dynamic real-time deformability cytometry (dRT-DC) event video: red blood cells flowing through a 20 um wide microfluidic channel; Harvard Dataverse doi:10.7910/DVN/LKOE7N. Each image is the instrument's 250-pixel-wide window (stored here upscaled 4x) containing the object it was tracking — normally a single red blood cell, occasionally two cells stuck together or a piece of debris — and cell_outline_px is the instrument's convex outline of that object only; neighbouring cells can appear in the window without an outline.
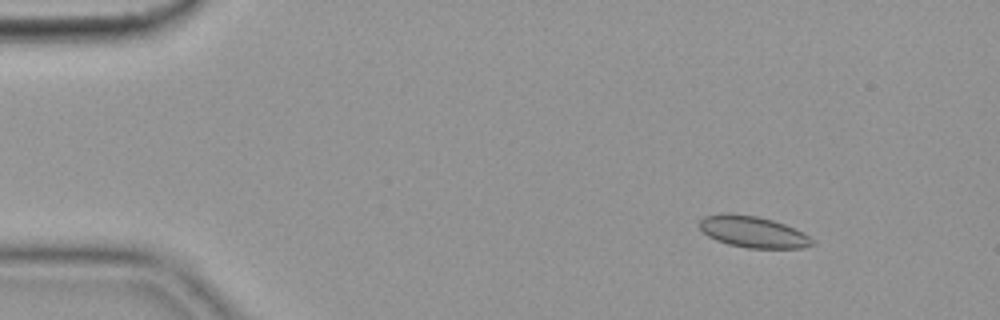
{"species": "common noctule bat (a hibernating species)", "species_latin": "Nyctalus noctula", "temperature_condition": "cold", "stored_images_in_passage": 51, "camera_frame_rate_fps": 3000, "um_per_image_px": 0.085, "animal": {"sex": "female", "body_mass_g": 19.9}, "frame": {"image": 1, "passage_image": 2, "time_ms": 0.333, "image_size_px": [1000, 320], "cell_outline_px": [[816, 244], [804, 248], [748, 248], [728, 244], [716, 240], [708, 236], [700, 228], [700, 220], [704, 216], [720, 212], [728, 212], [756, 216], [772, 220], [784, 224], [804, 232]], "centroid_in_image_um": [63.99, 19.7], "position_along_channel_um": 21.0, "area_um2": 20.75}}
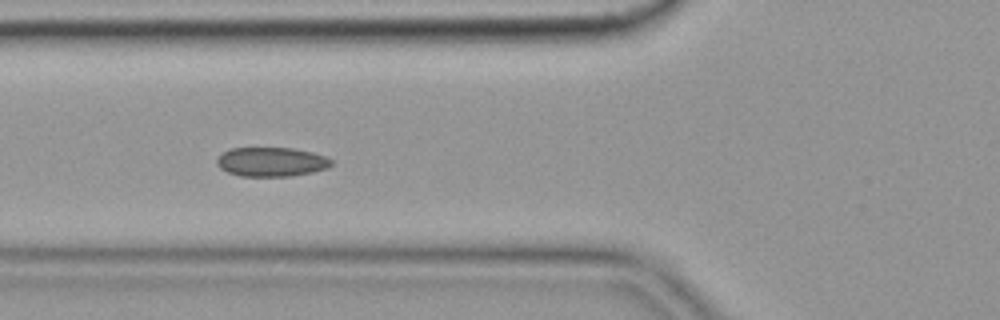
{"frame": {"image": 2, "passage_image": 16, "time_ms": 5.0, "image_size_px": [1000, 320], "cell_outline_px": [[332, 164], [328, 168], [312, 172], [292, 176], [240, 176], [228, 172], [220, 168], [216, 164], [216, 160], [224, 152], [232, 148], [292, 148], [312, 152], [324, 156], [332, 160]], "centroid_in_image_um": [23.07, 13.76], "position_along_channel_um": 102.7, "area_um2": 19.42}}
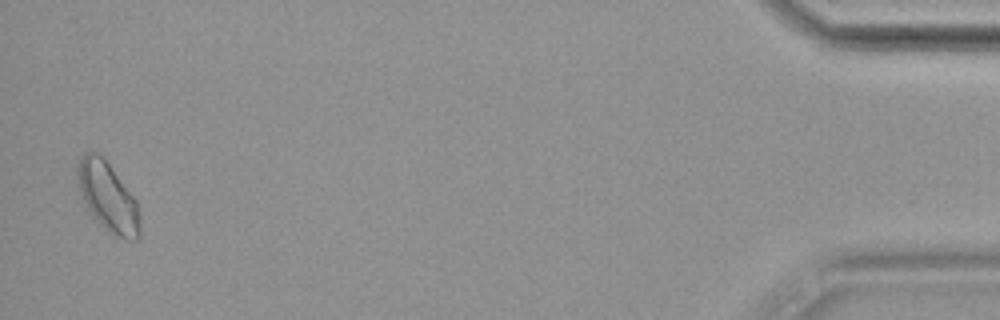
{"frame": {"image": 3, "passage_image": 50, "time_ms": 16.333, "image_size_px": [1000, 320], "cell_outline_px": [[140, 236], [136, 240], [128, 240], [112, 236], [92, 216], [80, 192], [76, 172], [80, 156], [84, 152], [96, 152], [108, 164], [136, 200], [140, 224]], "centroid_in_image_um": [9.16, 16.78], "position_along_channel_um": 426.0, "area_um2": 24.85}, "authors_computed_cell_mechanics": {"area_um2": 19.8254, "velocity_mm_per_s": 3.5998, "shape_relaxation_time_tau1_ms": null, "shape_relaxation_time_tau2_ms": 6.7013, "deformation_change_tau1": null, "deformation_change_tau2": 0.0821}}